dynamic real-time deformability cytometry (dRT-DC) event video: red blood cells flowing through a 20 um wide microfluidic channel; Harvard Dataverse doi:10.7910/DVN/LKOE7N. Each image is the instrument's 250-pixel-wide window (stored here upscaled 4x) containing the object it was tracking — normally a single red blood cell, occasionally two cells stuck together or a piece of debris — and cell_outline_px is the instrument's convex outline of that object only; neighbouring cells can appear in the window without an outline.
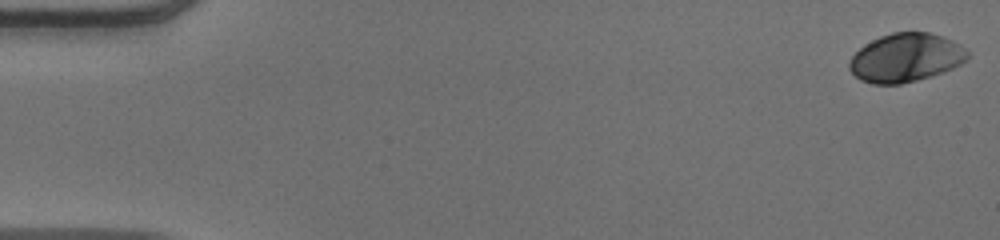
{"species": "human", "species_latin": "Homo sapiens", "temperature_condition": "warm", "stored_images_in_passage": 53, "camera_frame_rate_fps": 3000, "um_per_image_px": 0.085, "donor": {"sex": "male"}, "frame": {"image": 1, "passage_image": 1, "time_ms": 0.0, "image_size_px": [1000, 240], "cell_outline_px": [[968, 56], [960, 64], [952, 68], [916, 80], [900, 84], [872, 84], [860, 80], [848, 68], [848, 64], [852, 56], [864, 44], [880, 36], [892, 32], [928, 32], [940, 36], [960, 44], [968, 52]], "centroid_in_image_um": [76.94, 4.9], "position_along_channel_um": 8.1, "area_um2": 33.06}}
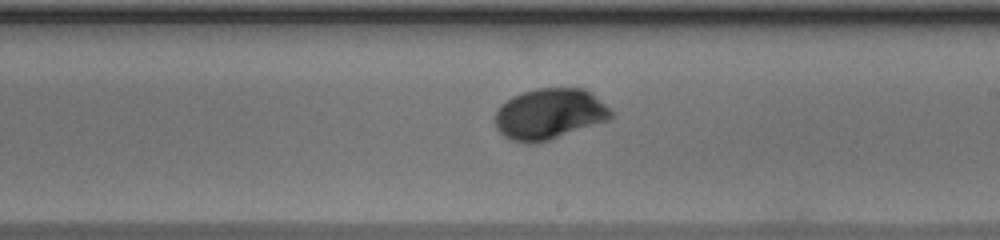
{"frame": {"image": 2, "passage_image": 31, "time_ms": 10.0, "image_size_px": [1000, 240], "cell_outline_px": [[612, 116], [608, 120], [536, 144], [528, 144], [512, 140], [504, 136], [496, 128], [496, 108], [500, 104], [512, 96], [520, 92], [536, 88], [584, 88], [604, 104], [612, 112]], "centroid_in_image_um": [46.64, 9.68], "position_along_channel_um": 242.4, "area_um2": 34.22}}
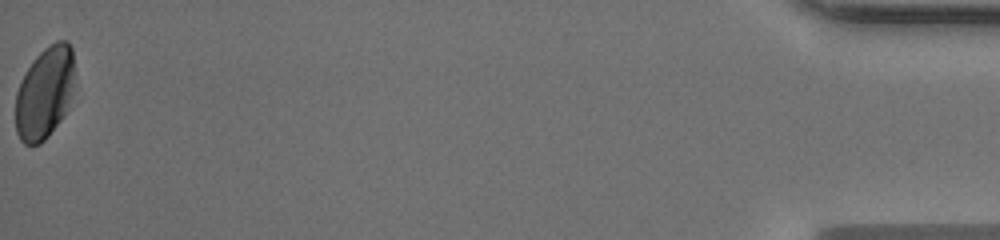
{"frame": {"image": 3, "passage_image": 53, "time_ms": 17.333, "image_size_px": [1000, 240], "cell_outline_px": [[72, 76], [68, 96], [64, 112], [60, 120], [48, 136], [40, 144], [24, 144], [20, 140], [16, 132], [16, 92], [32, 60], [44, 48], [56, 40], [68, 40], [72, 48]], "centroid_in_image_um": [3.74, 7.88], "position_along_channel_um": 431.5, "area_um2": 30.69}, "authors_computed_cell_mechanics": {"area_um2": 33.235, "velocity_mm_per_s": 3.9191, "shape_relaxation_time_tau1_ms": 2.6049, "shape_relaxation_time_tau2_ms": null, "deformation_change_tau1": 0.1412, "deformation_change_tau2": null}}